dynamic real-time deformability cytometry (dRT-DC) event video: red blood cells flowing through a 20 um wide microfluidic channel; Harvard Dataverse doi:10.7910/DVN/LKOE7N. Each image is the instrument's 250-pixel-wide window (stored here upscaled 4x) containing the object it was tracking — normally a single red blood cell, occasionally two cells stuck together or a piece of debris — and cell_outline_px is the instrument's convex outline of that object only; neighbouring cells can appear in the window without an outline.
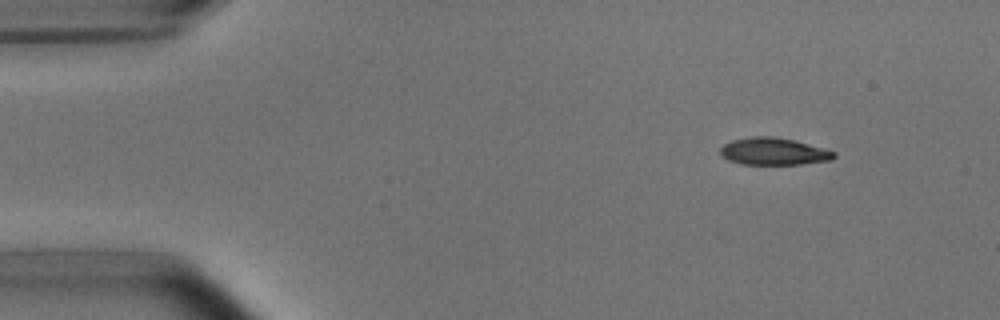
{"species": "common noctule bat (a hibernating species)", "species_latin": "Nyctalus noctula", "temperature_condition": "room temperature", "stored_images_in_passage": 9, "camera_frame_rate_fps": 3000, "um_per_image_px": 0.085, "animal": {"sex": "male", "body_mass_g": 15.6}, "frame": {"image": 1, "passage_image": 1, "time_ms": 0.0, "image_size_px": [1000, 320], "cell_outline_px": [[836, 156], [832, 160], [800, 164], [740, 164], [728, 160], [720, 156], [720, 148], [724, 144], [732, 140], [752, 136], [772, 136], [792, 140], [824, 148], [836, 152]], "centroid_in_image_um": [65.73, 12.87], "position_along_channel_um": 19.3, "area_um2": 18.03}}
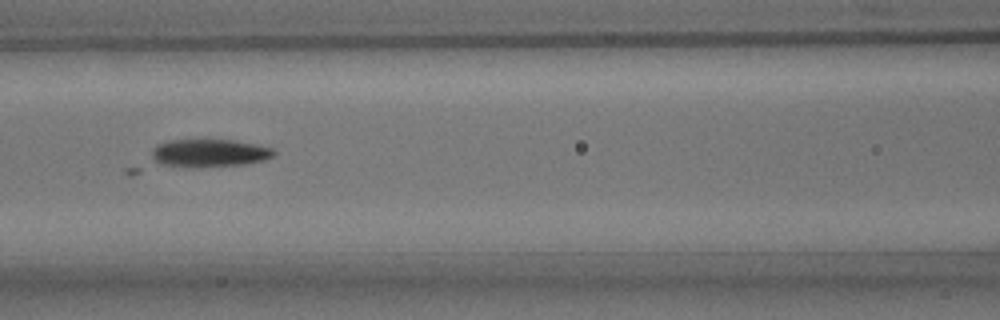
{"frame": {"image": 2, "passage_image": 6, "time_ms": 5.667, "image_size_px": [1000, 320], "cell_outline_px": [[276, 152], [272, 156], [264, 160], [244, 164], [200, 168], [140, 172], [124, 172], [124, 168], [156, 144], [168, 140], [236, 140], [256, 144], [272, 148]], "centroid_in_image_um": [16.86, 13.19], "position_along_channel_um": 149.7, "area_um2": 24.45}}
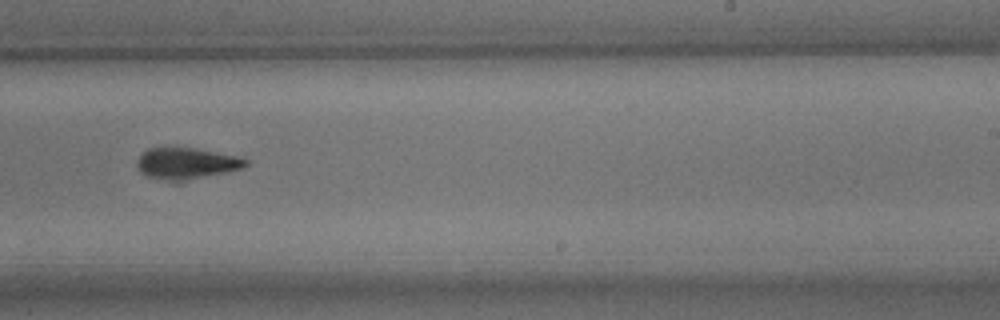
{"frame": {"image": 3, "passage_image": 9, "time_ms": 9.0, "image_size_px": [1000, 320], "cell_outline_px": [[248, 164], [244, 168], [180, 184], [172, 184], [148, 176], [140, 172], [136, 164], [136, 160], [148, 148], [192, 148], [244, 156], [248, 160]], "centroid_in_image_um": [15.89, 13.95], "position_along_channel_um": 273.1, "area_um2": 20.87}}